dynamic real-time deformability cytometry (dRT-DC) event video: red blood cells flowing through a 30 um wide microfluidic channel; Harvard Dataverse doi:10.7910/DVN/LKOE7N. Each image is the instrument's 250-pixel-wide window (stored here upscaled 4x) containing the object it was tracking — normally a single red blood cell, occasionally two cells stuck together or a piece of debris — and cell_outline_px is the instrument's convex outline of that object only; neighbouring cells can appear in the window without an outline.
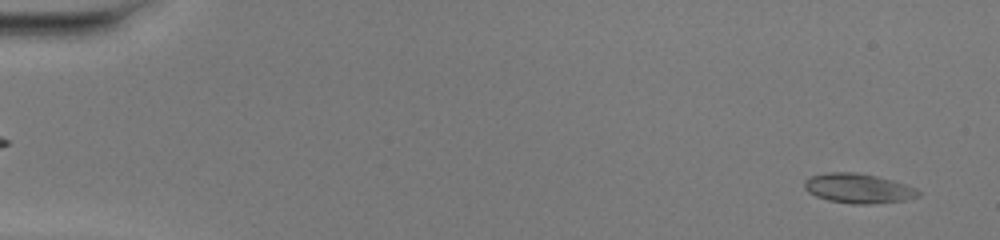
{"species": "common noctule bat (a hibernating species)", "species_latin": "Nyctalus noctula", "temperature_condition": "warm", "stored_images_in_passage": 49, "camera_frame_rate_fps": 3000, "um_per_image_px": 0.085, "animal": {"sex": "female", "body_mass_g": 20.0, "forearm_length_mm": 54.0}, "frame": {"image": 1, "passage_image": 2, "time_ms": 0.333, "image_size_px": [1000, 240], "cell_outline_px": [[920, 196], [908, 200], [868, 204], [852, 204], [828, 200], [816, 196], [808, 192], [804, 188], [804, 180], [812, 176], [828, 172], [856, 172], [876, 176], [892, 180], [916, 188], [920, 192]], "centroid_in_image_um": [72.96, 16.01], "position_along_channel_um": 12.0, "area_um2": 19.71}}
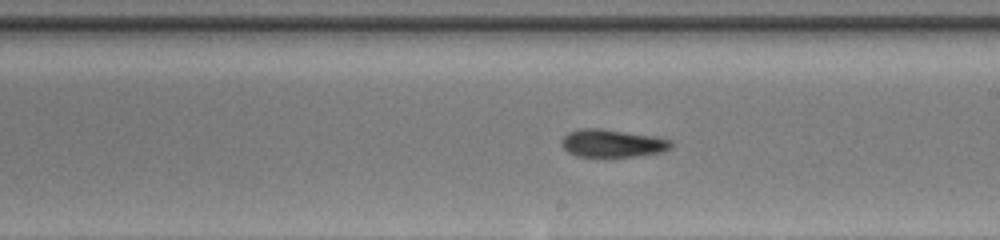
{"frame": {"image": 2, "passage_image": 29, "time_ms": 9.333, "image_size_px": [1000, 240], "cell_outline_px": [[672, 148], [660, 152], [636, 156], [576, 156], [568, 152], [560, 144], [560, 140], [568, 132], [580, 128], [600, 128], [656, 136], [672, 140]], "centroid_in_image_um": [52.04, 12.16], "position_along_channel_um": 237.0, "area_um2": 17.8}}
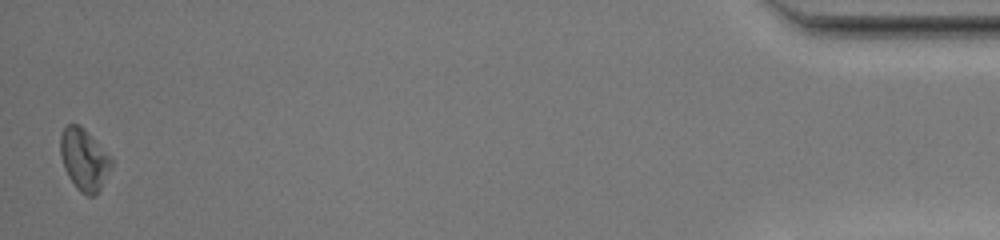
{"frame": {"image": 3, "passage_image": 49, "time_ms": 16.0, "image_size_px": [1000, 240], "cell_outline_px": [[112, 164], [100, 188], [92, 196], [88, 196], [80, 192], [76, 188], [68, 176], [64, 168], [60, 152], [60, 136], [64, 124], [80, 124], [84, 128], [112, 160]], "centroid_in_image_um": [7.09, 13.53], "position_along_channel_um": 428.1, "area_um2": 17.98}, "authors_computed_cell_mechanics": {"area_um2": 18.0914, "velocity_mm_per_s": 4.1541, "shape_relaxation_time_tau1_ms": 5.8598, "shape_relaxation_time_tau2_ms": 5.9653, "deformation_change_tau1": 0.1692, "deformation_change_tau2": 0.1169}}